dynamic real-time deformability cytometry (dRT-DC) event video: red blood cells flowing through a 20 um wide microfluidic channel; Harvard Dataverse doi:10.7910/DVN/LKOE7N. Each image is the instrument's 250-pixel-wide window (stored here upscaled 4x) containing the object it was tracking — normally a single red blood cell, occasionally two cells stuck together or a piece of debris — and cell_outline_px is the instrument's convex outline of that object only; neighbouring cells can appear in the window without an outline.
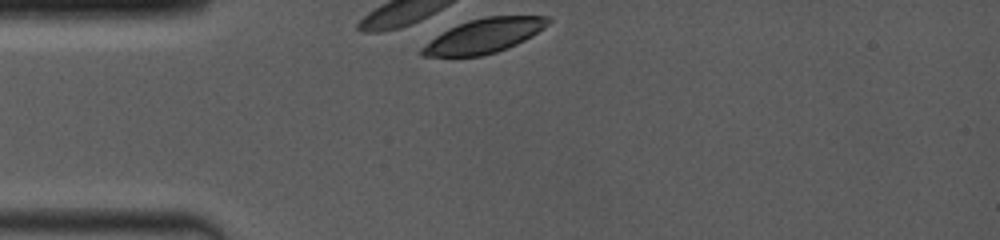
{"species": "common noctule bat (a hibernating species)", "species_latin": "Nyctalus noctula", "temperature_condition": "room temperature", "stored_images_in_passage": 1, "camera_frame_rate_fps": 4000, "um_per_image_px": 0.085, "animal": {"sex": "female", "body_mass_g": 19.0, "forearm_length_mm": 53.3}, "frame": {"image": 1, "passage_image": 1, "time_ms": 0.0, "image_size_px": [1000, 240], "cell_outline_px": [[552, 20], [544, 28], [532, 36], [508, 48], [496, 52], [480, 56], [420, 56], [420, 48], [436, 36], [448, 28], [456, 24], [468, 20], [484, 16], [552, 16]], "centroid_in_image_um": [41.15, 3.03], "position_along_channel_um": 43.8, "area_um2": 25.32}}